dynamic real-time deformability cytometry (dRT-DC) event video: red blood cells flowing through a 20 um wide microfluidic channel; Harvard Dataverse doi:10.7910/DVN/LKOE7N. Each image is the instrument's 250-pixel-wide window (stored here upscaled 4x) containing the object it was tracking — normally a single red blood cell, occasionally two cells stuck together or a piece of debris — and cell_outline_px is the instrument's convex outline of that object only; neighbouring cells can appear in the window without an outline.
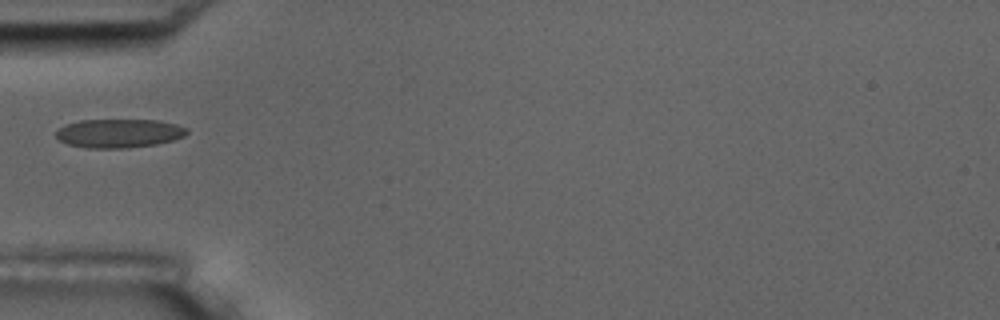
{"species": "common noctule bat (a hibernating species)", "species_latin": "Nyctalus noctula", "temperature_condition": "room temperature", "stored_images_in_passage": 11, "camera_frame_rate_fps": 3000, "um_per_image_px": 0.085, "animal": {"sex": "male", "body_mass_g": 17.5, "forearm_length_mm": 52.3}, "frame": {"image": 1, "passage_image": 1, "time_ms": 0.0, "image_size_px": [1000, 320], "cell_outline_px": [[188, 132], [184, 136], [172, 140], [156, 144], [124, 148], [84, 148], [68, 144], [56, 140], [56, 132], [64, 124], [80, 120], [160, 120], [176, 124], [188, 128]], "centroid_in_image_um": [10.08, 11.33], "position_along_channel_um": 74.9, "area_um2": 22.08}}
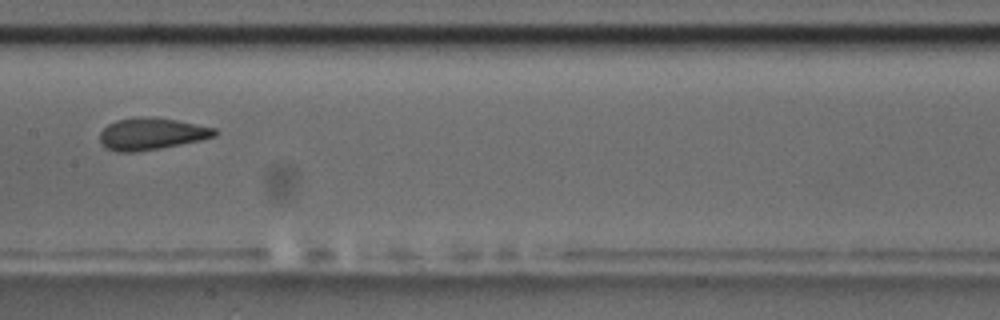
{"frame": {"image": 2, "passage_image": 4, "time_ms": 3.333, "image_size_px": [1000, 320], "cell_outline_px": [[220, 132], [216, 136], [200, 140], [160, 148], [136, 152], [116, 152], [104, 148], [100, 140], [100, 132], [108, 124], [116, 120], [148, 116], [152, 116], [176, 120], [216, 128]], "centroid_in_image_um": [12.87, 11.38], "position_along_channel_um": 194.5, "area_um2": 21.44}}
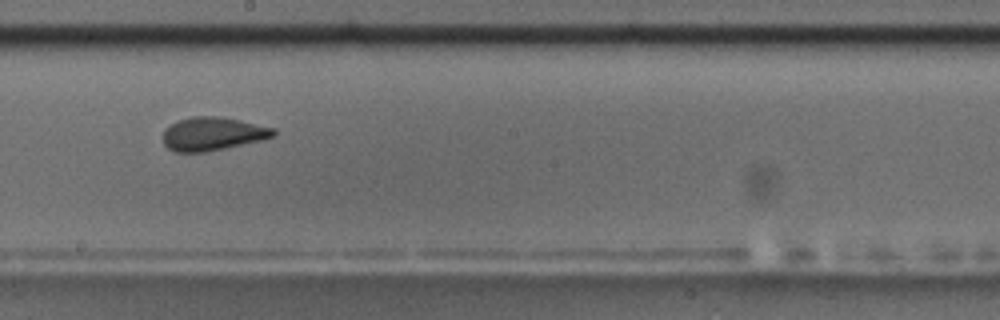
{"frame": {"image": 3, "passage_image": 5, "time_ms": 4.333, "image_size_px": [1000, 320], "cell_outline_px": [[276, 136], [260, 140], [224, 148], [204, 152], [176, 152], [168, 148], [164, 144], [164, 128], [176, 120], [192, 116], [220, 116], [240, 120], [276, 128]], "centroid_in_image_um": [18.07, 11.35], "position_along_channel_um": 230.1, "area_um2": 21.56}}